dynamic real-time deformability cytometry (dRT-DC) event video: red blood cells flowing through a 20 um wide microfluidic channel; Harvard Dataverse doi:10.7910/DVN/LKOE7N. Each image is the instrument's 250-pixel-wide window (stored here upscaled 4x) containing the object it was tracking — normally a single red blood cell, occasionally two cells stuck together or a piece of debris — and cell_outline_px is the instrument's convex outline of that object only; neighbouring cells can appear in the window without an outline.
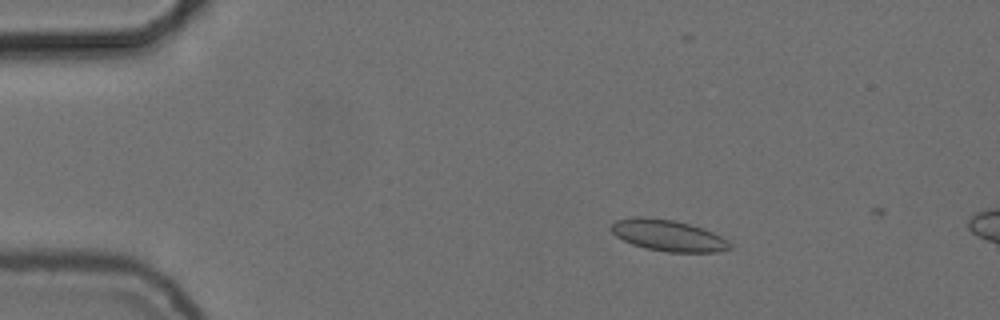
{"species": "common noctule bat (a hibernating species)", "species_latin": "Nyctalus noctula", "temperature_condition": "cold", "stored_images_in_passage": 14, "camera_frame_rate_fps": 3000, "um_per_image_px": 0.085, "animal": {"sex": "female", "body_mass_g": 24.6, "forearm_length_mm": 56.2}, "frame": {"image": 1, "passage_image": 10, "time_ms": 3.0, "image_size_px": [1000, 320], "cell_outline_px": [[732, 248], [716, 252], [668, 252], [644, 248], [632, 244], [616, 236], [612, 232], [612, 224], [616, 220], [632, 216], [644, 216], [676, 220], [704, 228], [728, 240], [732, 244]], "centroid_in_image_um": [56.8, 20.0], "position_along_channel_um": 28.2, "area_um2": 21.85}}